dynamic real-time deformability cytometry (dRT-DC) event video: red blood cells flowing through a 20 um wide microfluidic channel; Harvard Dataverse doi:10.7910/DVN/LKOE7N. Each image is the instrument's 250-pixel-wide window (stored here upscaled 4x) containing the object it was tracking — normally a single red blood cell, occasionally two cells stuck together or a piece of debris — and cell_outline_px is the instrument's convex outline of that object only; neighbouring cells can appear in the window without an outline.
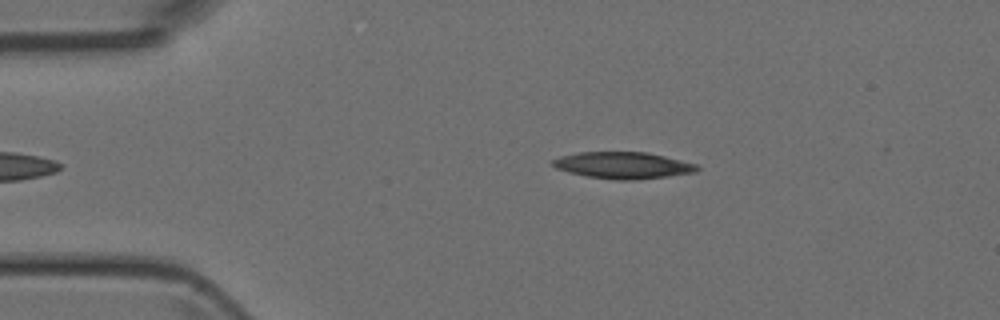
{"species": "Egyptian fruit bat (a non-hibernating species)", "species_latin": "Rousettus aegyptiacus", "temperature_condition": "room temperature", "stored_images_in_passage": 37, "camera_frame_rate_fps": 3000, "um_per_image_px": 0.085, "animal": {"sex": "female"}, "frame": {"image": 1, "passage_image": 3, "time_ms": 0.667, "image_size_px": [1000, 320], "cell_outline_px": [[700, 168], [696, 172], [668, 176], [632, 180], [616, 180], [588, 176], [568, 172], [556, 168], [552, 164], [552, 160], [560, 156], [580, 152], [648, 152], [696, 164]], "centroid_in_image_um": [52.95, 14.05], "position_along_channel_um": 32.0, "area_um2": 22.25}}
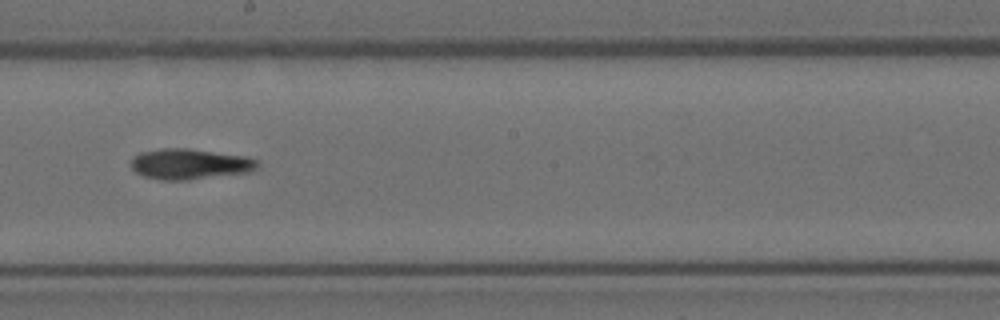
{"frame": {"image": 2, "passage_image": 21, "time_ms": 6.667, "image_size_px": [1000, 320], "cell_outline_px": [[260, 168], [252, 172], [188, 180], [164, 180], [144, 176], [136, 172], [132, 168], [132, 156], [140, 152], [160, 148], [188, 148], [248, 156], [260, 160]], "centroid_in_image_um": [16.22, 13.93], "position_along_channel_um": 232.0, "area_um2": 23.0}}
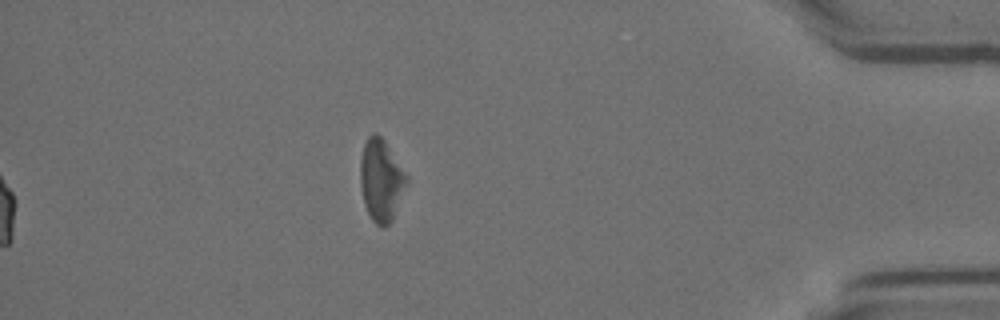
{"frame": {"image": 3, "passage_image": 37, "time_ms": 12.0, "image_size_px": [1000, 320], "cell_outline_px": [[408, 180], [392, 220], [384, 228], [376, 224], [372, 220], [364, 204], [360, 184], [360, 160], [364, 144], [368, 136], [372, 132], [376, 132], [384, 140], [408, 176]], "centroid_in_image_um": [32.38, 15.3], "position_along_channel_um": 402.8, "area_um2": 22.02}}